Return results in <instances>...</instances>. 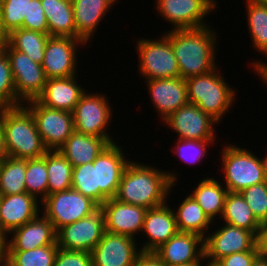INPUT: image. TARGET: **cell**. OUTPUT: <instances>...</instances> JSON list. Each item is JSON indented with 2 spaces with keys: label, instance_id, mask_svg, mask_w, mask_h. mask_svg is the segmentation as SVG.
Wrapping results in <instances>:
<instances>
[{
  "label": "cell",
  "instance_id": "obj_35",
  "mask_svg": "<svg viewBox=\"0 0 267 266\" xmlns=\"http://www.w3.org/2000/svg\"><path fill=\"white\" fill-rule=\"evenodd\" d=\"M58 245L41 246L27 251H4L8 266H54Z\"/></svg>",
  "mask_w": 267,
  "mask_h": 266
},
{
  "label": "cell",
  "instance_id": "obj_39",
  "mask_svg": "<svg viewBox=\"0 0 267 266\" xmlns=\"http://www.w3.org/2000/svg\"><path fill=\"white\" fill-rule=\"evenodd\" d=\"M23 103L17 98L14 78L7 53L0 52V108L18 107Z\"/></svg>",
  "mask_w": 267,
  "mask_h": 266
},
{
  "label": "cell",
  "instance_id": "obj_56",
  "mask_svg": "<svg viewBox=\"0 0 267 266\" xmlns=\"http://www.w3.org/2000/svg\"><path fill=\"white\" fill-rule=\"evenodd\" d=\"M257 3L267 4V0H251Z\"/></svg>",
  "mask_w": 267,
  "mask_h": 266
},
{
  "label": "cell",
  "instance_id": "obj_53",
  "mask_svg": "<svg viewBox=\"0 0 267 266\" xmlns=\"http://www.w3.org/2000/svg\"><path fill=\"white\" fill-rule=\"evenodd\" d=\"M202 263H205V261H199L196 263L179 264V265H173V266H202Z\"/></svg>",
  "mask_w": 267,
  "mask_h": 266
},
{
  "label": "cell",
  "instance_id": "obj_3",
  "mask_svg": "<svg viewBox=\"0 0 267 266\" xmlns=\"http://www.w3.org/2000/svg\"><path fill=\"white\" fill-rule=\"evenodd\" d=\"M1 120L7 156L28 160L46 154L34 117L24 105L1 108Z\"/></svg>",
  "mask_w": 267,
  "mask_h": 266
},
{
  "label": "cell",
  "instance_id": "obj_31",
  "mask_svg": "<svg viewBox=\"0 0 267 266\" xmlns=\"http://www.w3.org/2000/svg\"><path fill=\"white\" fill-rule=\"evenodd\" d=\"M48 34L19 28L5 37V41L15 50L29 56L34 62L44 61V51L49 39Z\"/></svg>",
  "mask_w": 267,
  "mask_h": 266
},
{
  "label": "cell",
  "instance_id": "obj_47",
  "mask_svg": "<svg viewBox=\"0 0 267 266\" xmlns=\"http://www.w3.org/2000/svg\"><path fill=\"white\" fill-rule=\"evenodd\" d=\"M7 156L4 144V131L1 120V108H0V161Z\"/></svg>",
  "mask_w": 267,
  "mask_h": 266
},
{
  "label": "cell",
  "instance_id": "obj_45",
  "mask_svg": "<svg viewBox=\"0 0 267 266\" xmlns=\"http://www.w3.org/2000/svg\"><path fill=\"white\" fill-rule=\"evenodd\" d=\"M133 266H167L155 252L141 251Z\"/></svg>",
  "mask_w": 267,
  "mask_h": 266
},
{
  "label": "cell",
  "instance_id": "obj_9",
  "mask_svg": "<svg viewBox=\"0 0 267 266\" xmlns=\"http://www.w3.org/2000/svg\"><path fill=\"white\" fill-rule=\"evenodd\" d=\"M23 105L34 117L38 133L48 150H58L74 131L72 112L49 108L37 99Z\"/></svg>",
  "mask_w": 267,
  "mask_h": 266
},
{
  "label": "cell",
  "instance_id": "obj_26",
  "mask_svg": "<svg viewBox=\"0 0 267 266\" xmlns=\"http://www.w3.org/2000/svg\"><path fill=\"white\" fill-rule=\"evenodd\" d=\"M109 143L101 137L73 131L66 142L58 149L73 167L93 162Z\"/></svg>",
  "mask_w": 267,
  "mask_h": 266
},
{
  "label": "cell",
  "instance_id": "obj_37",
  "mask_svg": "<svg viewBox=\"0 0 267 266\" xmlns=\"http://www.w3.org/2000/svg\"><path fill=\"white\" fill-rule=\"evenodd\" d=\"M31 0H2L0 2V31L6 37L12 31L23 28V20H28Z\"/></svg>",
  "mask_w": 267,
  "mask_h": 266
},
{
  "label": "cell",
  "instance_id": "obj_55",
  "mask_svg": "<svg viewBox=\"0 0 267 266\" xmlns=\"http://www.w3.org/2000/svg\"><path fill=\"white\" fill-rule=\"evenodd\" d=\"M4 43H5V37L2 34H0V52L3 51Z\"/></svg>",
  "mask_w": 267,
  "mask_h": 266
},
{
  "label": "cell",
  "instance_id": "obj_38",
  "mask_svg": "<svg viewBox=\"0 0 267 266\" xmlns=\"http://www.w3.org/2000/svg\"><path fill=\"white\" fill-rule=\"evenodd\" d=\"M72 189L90 197L99 205V187H97V158L93 162L73 167Z\"/></svg>",
  "mask_w": 267,
  "mask_h": 266
},
{
  "label": "cell",
  "instance_id": "obj_27",
  "mask_svg": "<svg viewBox=\"0 0 267 266\" xmlns=\"http://www.w3.org/2000/svg\"><path fill=\"white\" fill-rule=\"evenodd\" d=\"M49 35L80 39L76 34L71 0H41Z\"/></svg>",
  "mask_w": 267,
  "mask_h": 266
},
{
  "label": "cell",
  "instance_id": "obj_20",
  "mask_svg": "<svg viewBox=\"0 0 267 266\" xmlns=\"http://www.w3.org/2000/svg\"><path fill=\"white\" fill-rule=\"evenodd\" d=\"M41 215L13 230L10 233L12 238L4 244V251H27L41 246L58 245L57 231L42 213Z\"/></svg>",
  "mask_w": 267,
  "mask_h": 266
},
{
  "label": "cell",
  "instance_id": "obj_2",
  "mask_svg": "<svg viewBox=\"0 0 267 266\" xmlns=\"http://www.w3.org/2000/svg\"><path fill=\"white\" fill-rule=\"evenodd\" d=\"M164 34L171 42L181 78L186 80L217 67L215 54L219 37L210 24L195 29L168 30Z\"/></svg>",
  "mask_w": 267,
  "mask_h": 266
},
{
  "label": "cell",
  "instance_id": "obj_51",
  "mask_svg": "<svg viewBox=\"0 0 267 266\" xmlns=\"http://www.w3.org/2000/svg\"><path fill=\"white\" fill-rule=\"evenodd\" d=\"M252 266H267V259L258 256V257L255 259V261H254V263L252 264Z\"/></svg>",
  "mask_w": 267,
  "mask_h": 266
},
{
  "label": "cell",
  "instance_id": "obj_18",
  "mask_svg": "<svg viewBox=\"0 0 267 266\" xmlns=\"http://www.w3.org/2000/svg\"><path fill=\"white\" fill-rule=\"evenodd\" d=\"M100 208L105 215V231L136 239L142 232L147 209L115 198L108 199Z\"/></svg>",
  "mask_w": 267,
  "mask_h": 266
},
{
  "label": "cell",
  "instance_id": "obj_44",
  "mask_svg": "<svg viewBox=\"0 0 267 266\" xmlns=\"http://www.w3.org/2000/svg\"><path fill=\"white\" fill-rule=\"evenodd\" d=\"M258 256V251L233 253L219 259L215 264L217 266H252Z\"/></svg>",
  "mask_w": 267,
  "mask_h": 266
},
{
  "label": "cell",
  "instance_id": "obj_11",
  "mask_svg": "<svg viewBox=\"0 0 267 266\" xmlns=\"http://www.w3.org/2000/svg\"><path fill=\"white\" fill-rule=\"evenodd\" d=\"M155 4L159 16L171 23V30L208 26L205 16L218 5L216 0H156Z\"/></svg>",
  "mask_w": 267,
  "mask_h": 266
},
{
  "label": "cell",
  "instance_id": "obj_52",
  "mask_svg": "<svg viewBox=\"0 0 267 266\" xmlns=\"http://www.w3.org/2000/svg\"><path fill=\"white\" fill-rule=\"evenodd\" d=\"M261 159V163H262V167H263V172H264V176L267 179V153L265 154V156Z\"/></svg>",
  "mask_w": 267,
  "mask_h": 266
},
{
  "label": "cell",
  "instance_id": "obj_30",
  "mask_svg": "<svg viewBox=\"0 0 267 266\" xmlns=\"http://www.w3.org/2000/svg\"><path fill=\"white\" fill-rule=\"evenodd\" d=\"M221 218L223 223L251 231L255 236L261 226L239 192L227 193Z\"/></svg>",
  "mask_w": 267,
  "mask_h": 266
},
{
  "label": "cell",
  "instance_id": "obj_25",
  "mask_svg": "<svg viewBox=\"0 0 267 266\" xmlns=\"http://www.w3.org/2000/svg\"><path fill=\"white\" fill-rule=\"evenodd\" d=\"M77 36L86 44L117 0H71Z\"/></svg>",
  "mask_w": 267,
  "mask_h": 266
},
{
  "label": "cell",
  "instance_id": "obj_49",
  "mask_svg": "<svg viewBox=\"0 0 267 266\" xmlns=\"http://www.w3.org/2000/svg\"><path fill=\"white\" fill-rule=\"evenodd\" d=\"M254 73L261 77V81L267 86V69H254ZM257 72V73H256Z\"/></svg>",
  "mask_w": 267,
  "mask_h": 266
},
{
  "label": "cell",
  "instance_id": "obj_41",
  "mask_svg": "<svg viewBox=\"0 0 267 266\" xmlns=\"http://www.w3.org/2000/svg\"><path fill=\"white\" fill-rule=\"evenodd\" d=\"M239 193L256 219L262 223L267 217V181L247 187Z\"/></svg>",
  "mask_w": 267,
  "mask_h": 266
},
{
  "label": "cell",
  "instance_id": "obj_58",
  "mask_svg": "<svg viewBox=\"0 0 267 266\" xmlns=\"http://www.w3.org/2000/svg\"><path fill=\"white\" fill-rule=\"evenodd\" d=\"M204 266H217L216 264H212V263H207L206 264L204 263Z\"/></svg>",
  "mask_w": 267,
  "mask_h": 266
},
{
  "label": "cell",
  "instance_id": "obj_40",
  "mask_svg": "<svg viewBox=\"0 0 267 266\" xmlns=\"http://www.w3.org/2000/svg\"><path fill=\"white\" fill-rule=\"evenodd\" d=\"M173 150V154H177L181 161L189 164H199L202 158L207 155L208 145L215 144V140H192L177 139ZM214 142V143H213Z\"/></svg>",
  "mask_w": 267,
  "mask_h": 266
},
{
  "label": "cell",
  "instance_id": "obj_57",
  "mask_svg": "<svg viewBox=\"0 0 267 266\" xmlns=\"http://www.w3.org/2000/svg\"><path fill=\"white\" fill-rule=\"evenodd\" d=\"M261 226H267V217H266L265 220L261 223Z\"/></svg>",
  "mask_w": 267,
  "mask_h": 266
},
{
  "label": "cell",
  "instance_id": "obj_6",
  "mask_svg": "<svg viewBox=\"0 0 267 266\" xmlns=\"http://www.w3.org/2000/svg\"><path fill=\"white\" fill-rule=\"evenodd\" d=\"M139 59L138 70L143 79L180 77L177 59L169 38L162 33L160 39L139 38L136 40Z\"/></svg>",
  "mask_w": 267,
  "mask_h": 266
},
{
  "label": "cell",
  "instance_id": "obj_14",
  "mask_svg": "<svg viewBox=\"0 0 267 266\" xmlns=\"http://www.w3.org/2000/svg\"><path fill=\"white\" fill-rule=\"evenodd\" d=\"M81 45L87 46L81 39L49 36L42 63L46 78H67L77 75V48Z\"/></svg>",
  "mask_w": 267,
  "mask_h": 266
},
{
  "label": "cell",
  "instance_id": "obj_28",
  "mask_svg": "<svg viewBox=\"0 0 267 266\" xmlns=\"http://www.w3.org/2000/svg\"><path fill=\"white\" fill-rule=\"evenodd\" d=\"M214 177H204L190 194L201 206L204 213L214 223L215 217L221 220L228 189Z\"/></svg>",
  "mask_w": 267,
  "mask_h": 266
},
{
  "label": "cell",
  "instance_id": "obj_8",
  "mask_svg": "<svg viewBox=\"0 0 267 266\" xmlns=\"http://www.w3.org/2000/svg\"><path fill=\"white\" fill-rule=\"evenodd\" d=\"M41 205L42 214L53 224L56 231L91 215L100 207L90 197L72 188L48 195Z\"/></svg>",
  "mask_w": 267,
  "mask_h": 266
},
{
  "label": "cell",
  "instance_id": "obj_5",
  "mask_svg": "<svg viewBox=\"0 0 267 266\" xmlns=\"http://www.w3.org/2000/svg\"><path fill=\"white\" fill-rule=\"evenodd\" d=\"M225 144L222 146L220 159L223 167L222 179L228 192H240L247 187L267 181L260 156L229 142Z\"/></svg>",
  "mask_w": 267,
  "mask_h": 266
},
{
  "label": "cell",
  "instance_id": "obj_54",
  "mask_svg": "<svg viewBox=\"0 0 267 266\" xmlns=\"http://www.w3.org/2000/svg\"><path fill=\"white\" fill-rule=\"evenodd\" d=\"M4 262V245L0 242V264Z\"/></svg>",
  "mask_w": 267,
  "mask_h": 266
},
{
  "label": "cell",
  "instance_id": "obj_43",
  "mask_svg": "<svg viewBox=\"0 0 267 266\" xmlns=\"http://www.w3.org/2000/svg\"><path fill=\"white\" fill-rule=\"evenodd\" d=\"M54 266H93L92 254L87 251L58 249Z\"/></svg>",
  "mask_w": 267,
  "mask_h": 266
},
{
  "label": "cell",
  "instance_id": "obj_29",
  "mask_svg": "<svg viewBox=\"0 0 267 266\" xmlns=\"http://www.w3.org/2000/svg\"><path fill=\"white\" fill-rule=\"evenodd\" d=\"M178 208L173 209L179 232L195 233L205 238L214 225L196 200L188 194ZM213 223V224H212Z\"/></svg>",
  "mask_w": 267,
  "mask_h": 266
},
{
  "label": "cell",
  "instance_id": "obj_36",
  "mask_svg": "<svg viewBox=\"0 0 267 266\" xmlns=\"http://www.w3.org/2000/svg\"><path fill=\"white\" fill-rule=\"evenodd\" d=\"M25 187L28 194L41 202L48 196L46 154L40 158L26 160Z\"/></svg>",
  "mask_w": 267,
  "mask_h": 266
},
{
  "label": "cell",
  "instance_id": "obj_42",
  "mask_svg": "<svg viewBox=\"0 0 267 266\" xmlns=\"http://www.w3.org/2000/svg\"><path fill=\"white\" fill-rule=\"evenodd\" d=\"M23 28L49 35L48 23L41 0H31L29 2L28 20H23Z\"/></svg>",
  "mask_w": 267,
  "mask_h": 266
},
{
  "label": "cell",
  "instance_id": "obj_1",
  "mask_svg": "<svg viewBox=\"0 0 267 266\" xmlns=\"http://www.w3.org/2000/svg\"><path fill=\"white\" fill-rule=\"evenodd\" d=\"M177 176L171 170L165 171L132 159L123 171L114 198L146 209L161 206L168 202L167 197L177 184Z\"/></svg>",
  "mask_w": 267,
  "mask_h": 266
},
{
  "label": "cell",
  "instance_id": "obj_46",
  "mask_svg": "<svg viewBox=\"0 0 267 266\" xmlns=\"http://www.w3.org/2000/svg\"><path fill=\"white\" fill-rule=\"evenodd\" d=\"M256 247L259 256L267 259V226H260L258 229Z\"/></svg>",
  "mask_w": 267,
  "mask_h": 266
},
{
  "label": "cell",
  "instance_id": "obj_4",
  "mask_svg": "<svg viewBox=\"0 0 267 266\" xmlns=\"http://www.w3.org/2000/svg\"><path fill=\"white\" fill-rule=\"evenodd\" d=\"M222 75L217 66L208 73L186 79L189 103L197 105L218 123L232 108L237 95Z\"/></svg>",
  "mask_w": 267,
  "mask_h": 266
},
{
  "label": "cell",
  "instance_id": "obj_10",
  "mask_svg": "<svg viewBox=\"0 0 267 266\" xmlns=\"http://www.w3.org/2000/svg\"><path fill=\"white\" fill-rule=\"evenodd\" d=\"M3 50L8 55L17 98L23 104L36 100L42 94L47 81L42 65L13 49L6 41Z\"/></svg>",
  "mask_w": 267,
  "mask_h": 266
},
{
  "label": "cell",
  "instance_id": "obj_23",
  "mask_svg": "<svg viewBox=\"0 0 267 266\" xmlns=\"http://www.w3.org/2000/svg\"><path fill=\"white\" fill-rule=\"evenodd\" d=\"M41 201L26 193L0 195V215L3 230L10 233L41 214ZM40 205V206H39Z\"/></svg>",
  "mask_w": 267,
  "mask_h": 266
},
{
  "label": "cell",
  "instance_id": "obj_12",
  "mask_svg": "<svg viewBox=\"0 0 267 266\" xmlns=\"http://www.w3.org/2000/svg\"><path fill=\"white\" fill-rule=\"evenodd\" d=\"M105 232V215L99 207L91 215L57 231V244L65 250L92 252Z\"/></svg>",
  "mask_w": 267,
  "mask_h": 266
},
{
  "label": "cell",
  "instance_id": "obj_13",
  "mask_svg": "<svg viewBox=\"0 0 267 266\" xmlns=\"http://www.w3.org/2000/svg\"><path fill=\"white\" fill-rule=\"evenodd\" d=\"M215 230L213 233L209 231L204 238L207 263L215 264L219 259L233 253L258 251L256 236L251 231L227 223Z\"/></svg>",
  "mask_w": 267,
  "mask_h": 266
},
{
  "label": "cell",
  "instance_id": "obj_19",
  "mask_svg": "<svg viewBox=\"0 0 267 266\" xmlns=\"http://www.w3.org/2000/svg\"><path fill=\"white\" fill-rule=\"evenodd\" d=\"M150 100L163 121L189 103L186 80L178 78L146 80Z\"/></svg>",
  "mask_w": 267,
  "mask_h": 266
},
{
  "label": "cell",
  "instance_id": "obj_16",
  "mask_svg": "<svg viewBox=\"0 0 267 266\" xmlns=\"http://www.w3.org/2000/svg\"><path fill=\"white\" fill-rule=\"evenodd\" d=\"M131 160L126 158L117 142L110 143L97 156V187L99 206L116 196L121 176Z\"/></svg>",
  "mask_w": 267,
  "mask_h": 266
},
{
  "label": "cell",
  "instance_id": "obj_22",
  "mask_svg": "<svg viewBox=\"0 0 267 266\" xmlns=\"http://www.w3.org/2000/svg\"><path fill=\"white\" fill-rule=\"evenodd\" d=\"M168 204L147 209L142 228L147 240L141 244V251L154 252L179 232L173 208Z\"/></svg>",
  "mask_w": 267,
  "mask_h": 266
},
{
  "label": "cell",
  "instance_id": "obj_15",
  "mask_svg": "<svg viewBox=\"0 0 267 266\" xmlns=\"http://www.w3.org/2000/svg\"><path fill=\"white\" fill-rule=\"evenodd\" d=\"M168 128L178 134L177 139L216 140L218 122L197 105L187 103L163 120Z\"/></svg>",
  "mask_w": 267,
  "mask_h": 266
},
{
  "label": "cell",
  "instance_id": "obj_34",
  "mask_svg": "<svg viewBox=\"0 0 267 266\" xmlns=\"http://www.w3.org/2000/svg\"><path fill=\"white\" fill-rule=\"evenodd\" d=\"M26 160L6 156L0 161V195L26 193Z\"/></svg>",
  "mask_w": 267,
  "mask_h": 266
},
{
  "label": "cell",
  "instance_id": "obj_7",
  "mask_svg": "<svg viewBox=\"0 0 267 266\" xmlns=\"http://www.w3.org/2000/svg\"><path fill=\"white\" fill-rule=\"evenodd\" d=\"M95 93L88 94L86 91L73 109L74 130L104 138L109 144L114 143L116 140L113 141V136L108 132L113 109L108 103L107 95L102 94L103 92Z\"/></svg>",
  "mask_w": 267,
  "mask_h": 266
},
{
  "label": "cell",
  "instance_id": "obj_48",
  "mask_svg": "<svg viewBox=\"0 0 267 266\" xmlns=\"http://www.w3.org/2000/svg\"><path fill=\"white\" fill-rule=\"evenodd\" d=\"M251 68L252 69H267V62L262 61V59H260V61L259 60L258 61H253L251 63Z\"/></svg>",
  "mask_w": 267,
  "mask_h": 266
},
{
  "label": "cell",
  "instance_id": "obj_33",
  "mask_svg": "<svg viewBox=\"0 0 267 266\" xmlns=\"http://www.w3.org/2000/svg\"><path fill=\"white\" fill-rule=\"evenodd\" d=\"M245 3L251 43L254 50L267 58V4L251 0H246Z\"/></svg>",
  "mask_w": 267,
  "mask_h": 266
},
{
  "label": "cell",
  "instance_id": "obj_24",
  "mask_svg": "<svg viewBox=\"0 0 267 266\" xmlns=\"http://www.w3.org/2000/svg\"><path fill=\"white\" fill-rule=\"evenodd\" d=\"M78 76L49 78L37 100L44 106L72 112L82 95L87 91L77 82ZM82 87V88H81Z\"/></svg>",
  "mask_w": 267,
  "mask_h": 266
},
{
  "label": "cell",
  "instance_id": "obj_32",
  "mask_svg": "<svg viewBox=\"0 0 267 266\" xmlns=\"http://www.w3.org/2000/svg\"><path fill=\"white\" fill-rule=\"evenodd\" d=\"M46 168L48 195L71 189L73 166L59 150L46 152Z\"/></svg>",
  "mask_w": 267,
  "mask_h": 266
},
{
  "label": "cell",
  "instance_id": "obj_59",
  "mask_svg": "<svg viewBox=\"0 0 267 266\" xmlns=\"http://www.w3.org/2000/svg\"><path fill=\"white\" fill-rule=\"evenodd\" d=\"M0 266H8V265L3 262L0 264Z\"/></svg>",
  "mask_w": 267,
  "mask_h": 266
},
{
  "label": "cell",
  "instance_id": "obj_50",
  "mask_svg": "<svg viewBox=\"0 0 267 266\" xmlns=\"http://www.w3.org/2000/svg\"><path fill=\"white\" fill-rule=\"evenodd\" d=\"M9 238V235L2 228L0 215V242L4 245Z\"/></svg>",
  "mask_w": 267,
  "mask_h": 266
},
{
  "label": "cell",
  "instance_id": "obj_21",
  "mask_svg": "<svg viewBox=\"0 0 267 266\" xmlns=\"http://www.w3.org/2000/svg\"><path fill=\"white\" fill-rule=\"evenodd\" d=\"M154 252L167 266L204 261V238L195 233L178 232Z\"/></svg>",
  "mask_w": 267,
  "mask_h": 266
},
{
  "label": "cell",
  "instance_id": "obj_17",
  "mask_svg": "<svg viewBox=\"0 0 267 266\" xmlns=\"http://www.w3.org/2000/svg\"><path fill=\"white\" fill-rule=\"evenodd\" d=\"M137 242L132 237L105 231L91 252L93 266H133L141 252Z\"/></svg>",
  "mask_w": 267,
  "mask_h": 266
}]
</instances>
